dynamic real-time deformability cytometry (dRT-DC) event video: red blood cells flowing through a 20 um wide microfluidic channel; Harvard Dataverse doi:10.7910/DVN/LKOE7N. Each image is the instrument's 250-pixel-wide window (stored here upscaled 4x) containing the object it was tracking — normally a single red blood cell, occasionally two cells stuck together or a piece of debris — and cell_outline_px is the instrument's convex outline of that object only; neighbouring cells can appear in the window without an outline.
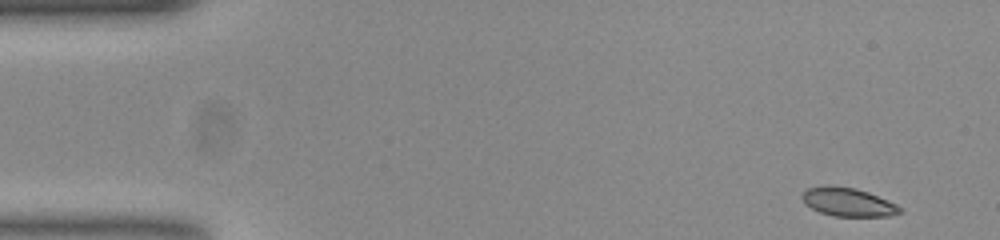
{"species": "common noctule bat (a hibernating species)", "species_latin": "Nyctalus noctula", "temperature_condition": "room temperature", "stored_images_in_passage": 52, "camera_frame_rate_fps": 3000, "um_per_image_px": 0.085, "animal": {"sex": "female", "body_mass_g": 23.0, "forearm_length_mm": 53.4}, "frame": {"image": 1, "passage_image": 1, "time_ms": 0.0, "image_size_px": [1000, 240], "cell_outline_px": [[904, 212], [888, 216], [832, 216], [820, 212], [804, 204], [800, 196], [808, 188], [828, 184], [856, 188], [868, 192], [888, 200], [896, 204]], "centroid_in_image_um": [72.06, 17.16], "position_along_channel_um": 12.9, "area_um2": 16.42}}
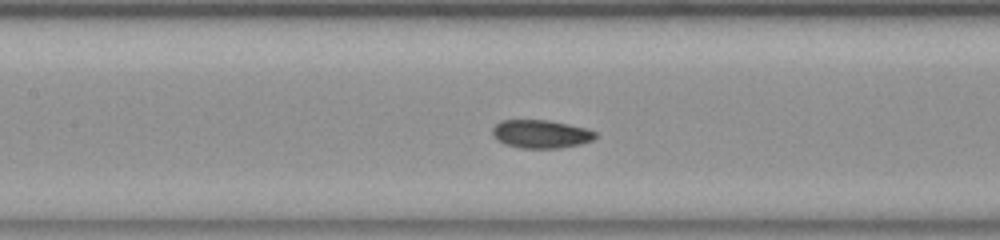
{"frame": {"image": 2, "passage_image": 22, "time_ms": 7.0, "image_size_px": [1000, 240], "cell_outline_px": [[596, 136], [592, 140], [580, 144], [560, 148], [520, 148], [504, 144], [496, 140], [492, 132], [492, 128], [500, 120], [548, 120], [588, 128], [596, 132]], "centroid_in_image_um": [45.96, 11.39], "position_along_channel_um": 161.4, "area_um2": 17.05}}
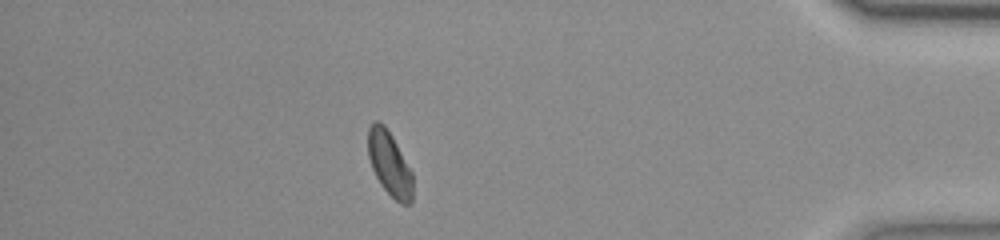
{"frame": {"image": 3, "passage_image": 45, "time_ms": 14.667, "image_size_px": [1000, 240], "cell_outline_px": [[412, 204], [400, 204], [380, 184], [372, 168], [368, 156], [368, 128], [372, 120], [376, 120], [384, 124], [392, 136], [412, 172]], "centroid_in_image_um": [33.09, 13.89], "position_along_channel_um": 402.1, "area_um2": 16.7}, "authors_computed_cell_mechanics": {"area_um2": 16.9932, "velocity_mm_per_s": 3.7476, "shape_relaxation_time_tau1_ms": 5.1879, "shape_relaxation_time_tau2_ms": 3.1323, "deformation_change_tau1": 0.1242, "deformation_change_tau2": 0.068}}